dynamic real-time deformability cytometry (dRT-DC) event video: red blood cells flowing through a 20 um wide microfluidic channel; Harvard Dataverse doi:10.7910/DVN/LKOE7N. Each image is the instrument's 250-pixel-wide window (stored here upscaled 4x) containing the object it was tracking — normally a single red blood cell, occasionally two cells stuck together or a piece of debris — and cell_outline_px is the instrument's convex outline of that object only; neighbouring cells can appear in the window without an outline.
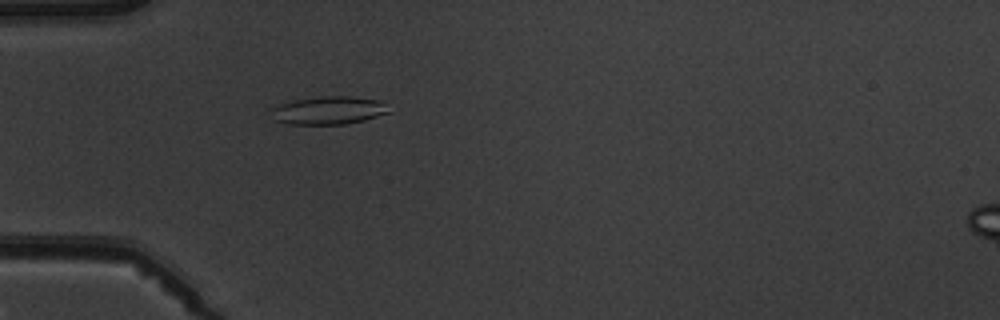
{"species": "common noctule bat (a hibernating species)", "species_latin": "Nyctalus noctula", "temperature_condition": "warm", "stored_images_in_passage": 4, "camera_frame_rate_fps": 3000, "um_per_image_px": 0.085, "animal": {"sex": "male", "body_mass_g": 19.5, "forearm_length_mm": 54.6}, "frame": {"image": 1, "passage_image": 4, "time_ms": 4.333, "image_size_px": [1000, 320], "cell_outline_px": [[392, 112], [364, 120], [344, 124], [288, 124], [276, 120], [268, 108], [292, 100], [324, 96], [352, 96], [380, 100]], "centroid_in_image_um": [27.93, 9.37], "position_along_channel_um": 57.1, "area_um2": 19.31}}